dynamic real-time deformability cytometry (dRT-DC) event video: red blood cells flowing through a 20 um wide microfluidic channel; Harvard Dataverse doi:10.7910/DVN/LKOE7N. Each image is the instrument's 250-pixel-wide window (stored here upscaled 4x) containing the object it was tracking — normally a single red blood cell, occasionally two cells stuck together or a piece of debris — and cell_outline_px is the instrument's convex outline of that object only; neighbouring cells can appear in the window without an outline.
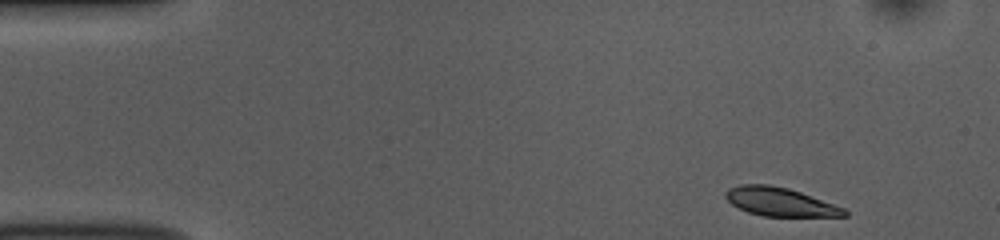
{"species": "common noctule bat (a hibernating species)", "species_latin": "Nyctalus noctula", "temperature_condition": "room temperature", "stored_images_in_passage": 48, "camera_frame_rate_fps": 3000, "um_per_image_px": 0.085, "animal": {"sex": "female", "body_mass_g": 10.0, "forearm_length_mm": 53.1}, "frame": {"image": 1, "passage_image": 1, "time_ms": 0.0, "image_size_px": [1000, 240], "cell_outline_px": [[848, 216], [764, 216], [748, 212], [732, 204], [724, 196], [724, 192], [728, 188], [740, 184], [768, 184], [788, 188], [800, 192], [844, 208], [848, 212]], "centroid_in_image_um": [66.27, 17.15], "position_along_channel_um": 18.7, "area_um2": 19.59}}
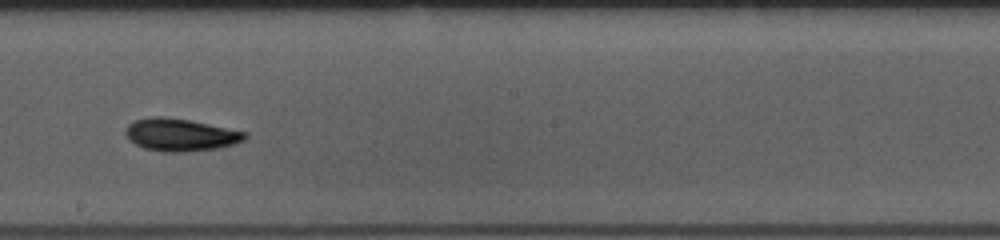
{"frame": {"image": 2, "passage_image": 25, "time_ms": 8.0, "image_size_px": [1000, 240], "cell_outline_px": [[248, 136], [244, 140], [232, 144], [216, 148], [180, 152], [164, 152], [144, 148], [128, 140], [124, 132], [128, 124], [136, 120], [152, 116], [160, 116], [188, 120], [248, 132]], "centroid_in_image_um": [15.31, 11.45], "position_along_channel_um": 232.9, "area_um2": 22.43}}
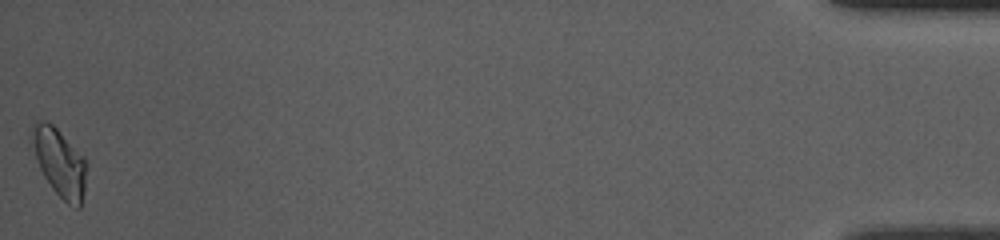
{"frame": {"image": 3, "passage_image": 48, "time_ms": 15.667, "image_size_px": [1000, 240], "cell_outline_px": [[88, 168], [84, 192], [80, 208], [76, 208], [68, 204], [52, 188], [44, 176], [28, 144], [28, 140], [32, 124], [36, 120], [44, 120], [52, 124], [56, 128], [88, 164]], "centroid_in_image_um": [5.0, 13.78], "position_along_channel_um": 430.2, "area_um2": 21.85}, "authors_computed_cell_mechanics": {"area_um2": 20.8947, "velocity_mm_per_s": 3.815, "shape_relaxation_time_tau1_ms": 3.5669, "shape_relaxation_time_tau2_ms": 6.6202, "deformation_change_tau1": 0.1264, "deformation_change_tau2": 0.1057}}